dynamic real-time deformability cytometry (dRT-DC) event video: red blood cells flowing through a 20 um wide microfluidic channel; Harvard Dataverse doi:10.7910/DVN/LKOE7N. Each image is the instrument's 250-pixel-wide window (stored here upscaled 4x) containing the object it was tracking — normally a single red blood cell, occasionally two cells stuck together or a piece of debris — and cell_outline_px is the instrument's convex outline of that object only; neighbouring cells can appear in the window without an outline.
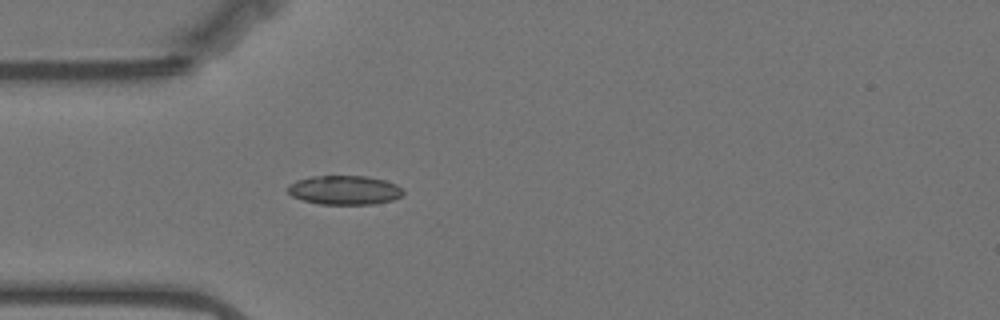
{"species": "Egyptian fruit bat (a non-hibernating species)", "species_latin": "Rousettus aegyptiacus", "temperature_condition": "warm", "stored_images_in_passage": 10, "camera_frame_rate_fps": 3000, "um_per_image_px": 0.085, "animal": {"sex": "female"}, "frame": {"image": 1, "passage_image": 1, "time_ms": 0.0, "image_size_px": [1000, 320], "cell_outline_px": [[404, 192], [400, 196], [392, 200], [376, 204], [320, 204], [304, 200], [292, 196], [288, 192], [288, 184], [296, 180], [312, 176], [368, 176], [384, 180], [396, 184]], "centroid_in_image_um": [29.27, 16.15], "position_along_channel_um": 55.7, "area_um2": 19.54}}
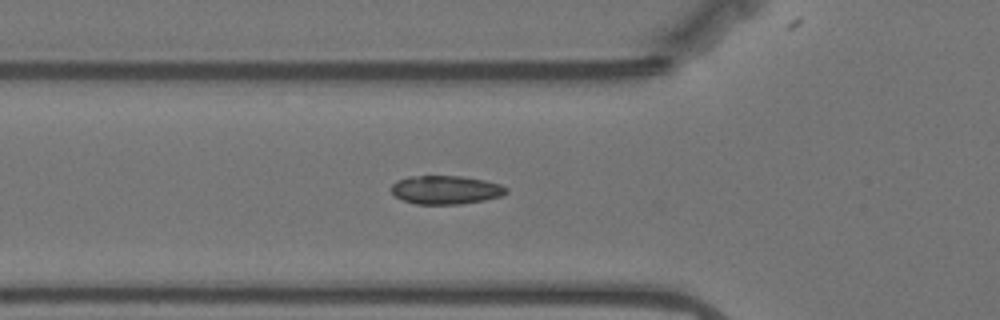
{"frame": {"image": 2, "passage_image": 4, "time_ms": 1.0, "image_size_px": [1000, 320], "cell_outline_px": [[508, 192], [504, 196], [484, 200], [460, 204], [416, 204], [404, 200], [396, 196], [392, 192], [392, 184], [408, 176], [460, 176], [484, 180], [500, 184], [508, 188]], "centroid_in_image_um": [37.94, 16.14], "position_along_channel_um": 87.9, "area_um2": 19.07}}
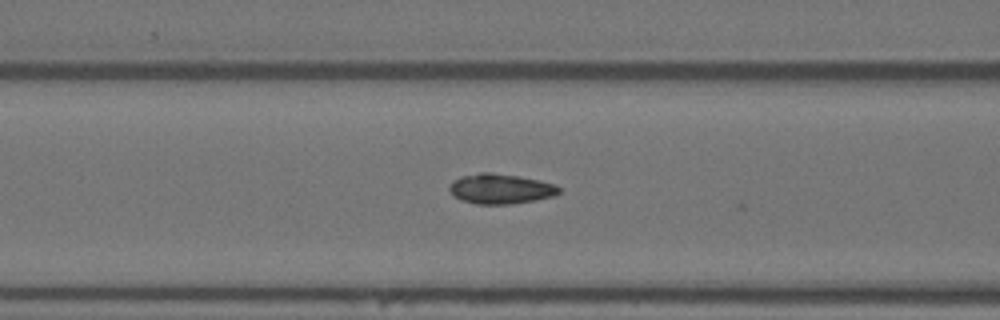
{"frame": {"image": 3, "passage_image": 7, "time_ms": 2.0, "image_size_px": [1000, 320], "cell_outline_px": [[560, 192], [556, 196], [536, 200], [512, 204], [476, 204], [460, 200], [448, 188], [460, 176], [480, 172], [492, 172], [520, 176], [556, 184], [560, 188]], "centroid_in_image_um": [42.6, 16.05], "position_along_channel_um": 124.0, "area_um2": 19.25}}